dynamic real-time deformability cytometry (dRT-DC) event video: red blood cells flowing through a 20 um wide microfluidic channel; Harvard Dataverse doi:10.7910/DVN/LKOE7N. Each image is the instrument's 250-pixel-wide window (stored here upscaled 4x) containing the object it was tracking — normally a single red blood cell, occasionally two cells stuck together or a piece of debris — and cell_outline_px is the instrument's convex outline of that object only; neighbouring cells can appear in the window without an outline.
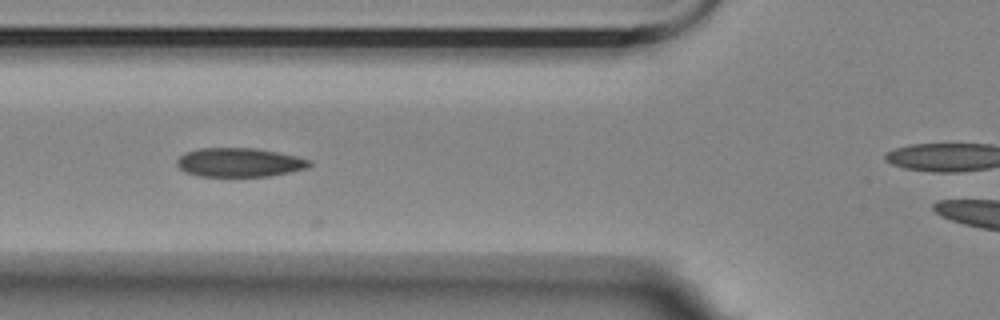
{"species": "Egyptian fruit bat (a non-hibernating species)", "species_latin": "Rousettus aegyptiacus", "temperature_condition": "room temperature", "stored_images_in_passage": 17, "camera_frame_rate_fps": 3000, "um_per_image_px": 0.085, "animal": {"sex": "female"}, "frame": {"image": 1, "passage_image": 12, "time_ms": 3.667, "image_size_px": [1000, 320], "cell_outline_px": [[312, 164], [308, 168], [268, 176], [200, 176], [184, 172], [176, 164], [176, 160], [184, 152], [200, 148], [256, 148], [296, 156], [312, 160]], "centroid_in_image_um": [20.33, 13.8], "position_along_channel_um": 105.5, "area_um2": 22.37}}
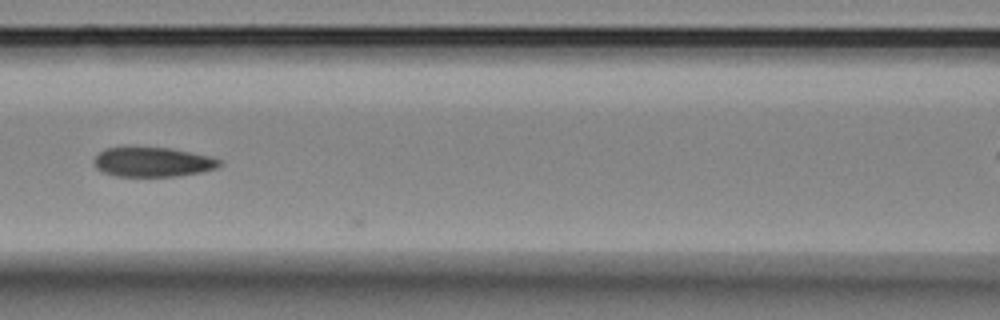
{"frame": {"image": 2, "passage_image": 16, "time_ms": 5.0, "image_size_px": [1000, 320], "cell_outline_px": [[224, 164], [216, 168], [200, 172], [180, 176], [116, 176], [104, 172], [96, 168], [92, 160], [104, 148], [128, 144], [172, 148], [212, 156], [220, 160]], "centroid_in_image_um": [12.95, 13.72], "position_along_channel_um": 153.6, "area_um2": 22.6}}